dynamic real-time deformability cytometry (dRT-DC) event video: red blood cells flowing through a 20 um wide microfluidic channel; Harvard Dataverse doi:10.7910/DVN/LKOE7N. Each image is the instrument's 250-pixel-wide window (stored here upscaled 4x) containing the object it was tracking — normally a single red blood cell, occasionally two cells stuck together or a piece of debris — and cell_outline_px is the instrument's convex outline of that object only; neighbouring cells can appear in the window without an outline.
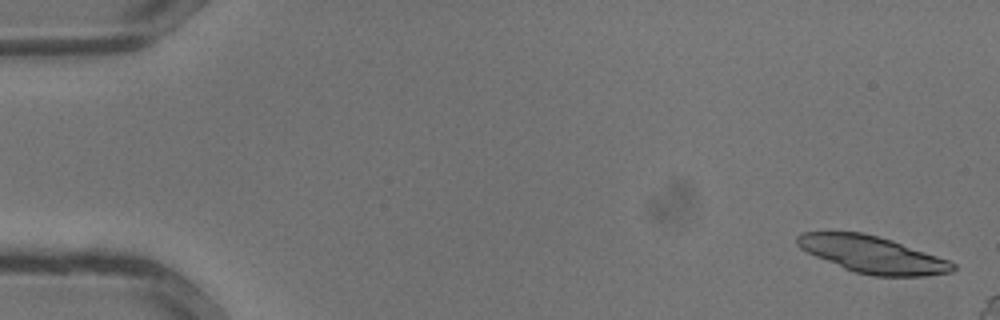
{"species": "common noctule bat (a hibernating species)", "species_latin": "Nyctalus noctula", "temperature_condition": "warm", "stored_images_in_passage": 17, "camera_frame_rate_fps": 3000, "um_per_image_px": 0.085, "animal": {"sex": "male", "body_mass_g": 13.3}, "frame": {"image": 1, "passage_image": 1, "time_ms": 0.0, "image_size_px": [1000, 320], "cell_outline_px": [[956, 268], [952, 272], [924, 276], [872, 276], [856, 272], [844, 268], [816, 256], [800, 248], [796, 244], [796, 236], [804, 232], [860, 232], [880, 236], [892, 240], [948, 260], [956, 264]], "centroid_in_image_um": [74.16, 21.63], "position_along_channel_um": 10.8, "area_um2": 33.12}}